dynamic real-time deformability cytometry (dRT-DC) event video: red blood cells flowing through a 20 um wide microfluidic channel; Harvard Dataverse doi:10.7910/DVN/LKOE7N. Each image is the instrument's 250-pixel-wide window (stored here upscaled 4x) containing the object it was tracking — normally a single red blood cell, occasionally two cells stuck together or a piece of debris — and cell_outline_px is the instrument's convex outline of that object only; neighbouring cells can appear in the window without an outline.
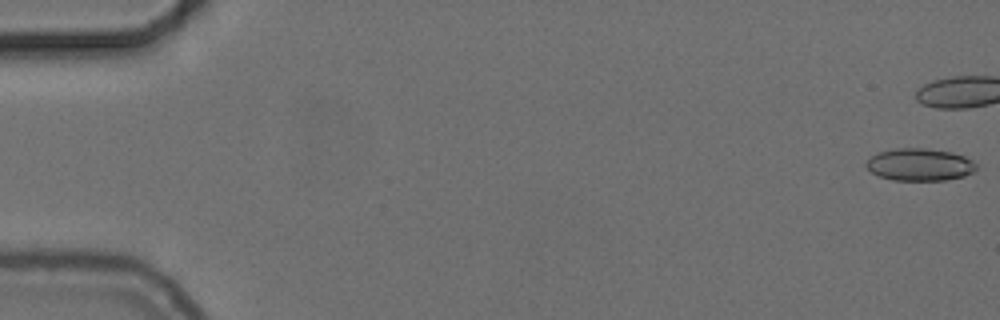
{"species": "common noctule bat (a hibernating species)", "species_latin": "Nyctalus noctula", "temperature_condition": "cold", "stored_images_in_passage": 43, "camera_frame_rate_fps": 3000, "um_per_image_px": 0.085, "animal": {"sex": "female", "body_mass_g": 24.6, "forearm_length_mm": 56.2}, "frame": {"image": 1, "passage_image": 1, "time_ms": 0.0, "image_size_px": [1000, 320], "cell_outline_px": [[976, 168], [972, 172], [964, 176], [944, 180], [892, 180], [880, 176], [872, 172], [864, 164], [872, 156], [880, 152], [896, 148], [924, 148], [952, 152], [964, 156], [972, 160], [976, 164]], "centroid_in_image_um": [78.18, 13.99], "position_along_channel_um": 6.8, "area_um2": 20.58}}